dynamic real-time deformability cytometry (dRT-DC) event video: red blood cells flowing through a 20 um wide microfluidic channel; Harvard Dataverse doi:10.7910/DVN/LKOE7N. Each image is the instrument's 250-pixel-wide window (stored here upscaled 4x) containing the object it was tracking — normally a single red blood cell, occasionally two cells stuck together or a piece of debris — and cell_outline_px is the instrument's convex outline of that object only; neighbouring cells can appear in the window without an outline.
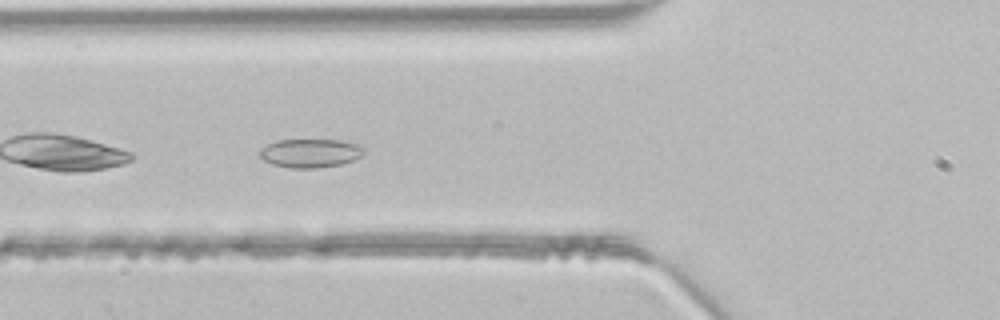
{"species": "common noctule bat (a hibernating species)", "species_latin": "Nyctalus noctula", "temperature_condition": "room temperature", "stored_images_in_passage": 43, "camera_frame_rate_fps": 3000, "um_per_image_px": 0.085, "animal": {"sex": "male", "body_mass_g": 21.5, "forearm_length_mm": 52.0}, "frame": {"image": 1, "passage_image": 15, "time_ms": 4.667, "image_size_px": [1000, 320], "cell_outline_px": [[364, 152], [360, 156], [352, 160], [340, 164], [316, 168], [288, 168], [272, 164], [264, 160], [260, 156], [260, 148], [276, 140], [340, 140], [360, 144], [364, 148]], "centroid_in_image_um": [26.36, 13.01], "position_along_channel_um": 99.4, "area_um2": 17.4}}
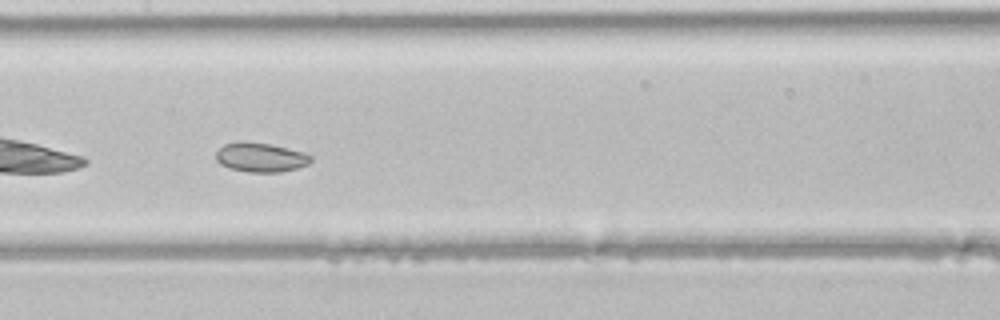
{"frame": {"image": 2, "passage_image": 21, "time_ms": 6.667, "image_size_px": [1000, 320], "cell_outline_px": [[312, 160], [308, 164], [296, 168], [280, 172], [248, 172], [232, 168], [220, 164], [216, 160], [216, 152], [224, 144], [240, 140], [244, 140], [268, 144], [304, 152], [312, 156]], "centroid_in_image_um": [22.14, 13.36], "position_along_channel_um": 185.3, "area_um2": 16.18}}
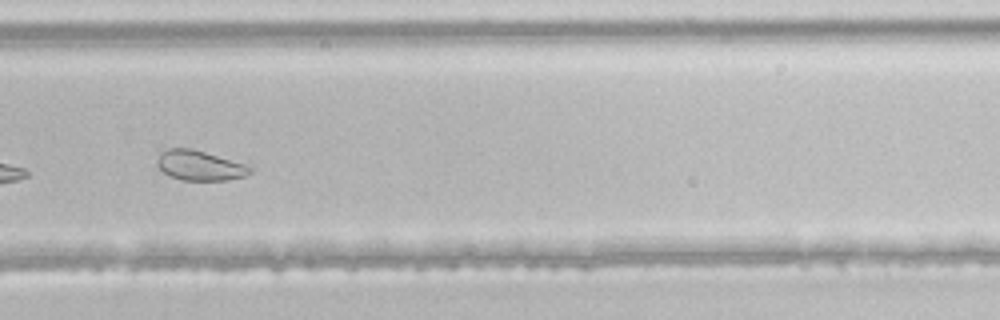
{"frame": {"image": 3, "passage_image": 30, "time_ms": 9.667, "image_size_px": [1000, 320], "cell_outline_px": [[252, 172], [244, 176], [228, 180], [184, 180], [172, 176], [164, 172], [156, 164], [156, 160], [168, 148], [188, 148], [204, 152], [244, 164], [252, 168]], "centroid_in_image_um": [16.98, 14.08], "position_along_channel_um": 312.8, "area_um2": 15.72}}